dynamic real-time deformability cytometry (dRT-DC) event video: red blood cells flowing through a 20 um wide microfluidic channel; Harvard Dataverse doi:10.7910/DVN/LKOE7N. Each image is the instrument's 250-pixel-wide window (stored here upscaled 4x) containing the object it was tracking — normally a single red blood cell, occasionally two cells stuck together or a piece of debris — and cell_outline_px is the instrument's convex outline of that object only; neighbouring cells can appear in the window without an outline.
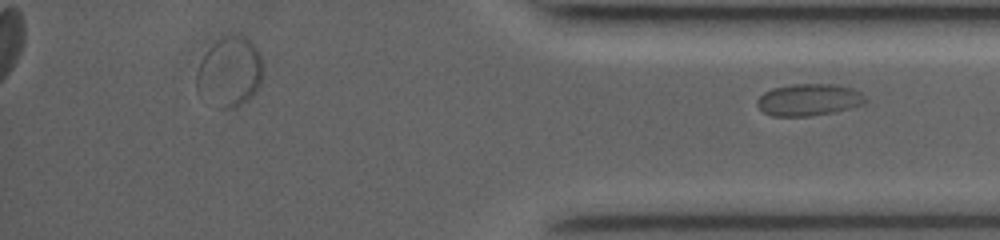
{"species": "common noctule bat (a hibernating species)", "species_latin": "Nyctalus noctula", "temperature_condition": "room temperature", "stored_images_in_passage": 45, "segment_of_instrument_passage": [2, 2], "camera_frame_rate_fps": 3500, "um_per_image_px": 0.085, "animal": {"sex": "female", "body_mass_g": 19.0, "forearm_length_mm": 53.3}, "frame": {"image": 1, "passage_image": 45, "time_ms": 12.571, "image_size_px": [1000, 240], "cell_outline_px": [[868, 100], [864, 104], [852, 108], [836, 112], [812, 116], [772, 116], [764, 112], [756, 104], [756, 100], [764, 92], [772, 88], [792, 84], [832, 84], [852, 88], [860, 92]], "centroid_in_image_um": [68.77, 8.49], "position_along_channel_um": 366.4, "area_um2": 20.35}}